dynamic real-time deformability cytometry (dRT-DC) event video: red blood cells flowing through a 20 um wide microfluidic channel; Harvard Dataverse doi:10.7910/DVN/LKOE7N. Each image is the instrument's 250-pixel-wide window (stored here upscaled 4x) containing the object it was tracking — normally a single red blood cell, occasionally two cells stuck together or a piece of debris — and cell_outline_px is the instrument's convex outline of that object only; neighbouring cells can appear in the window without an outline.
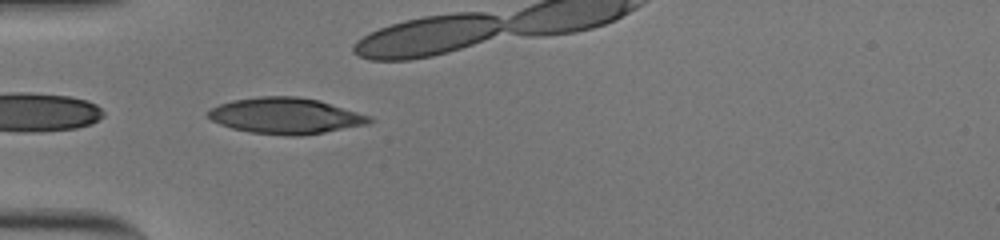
{"species": "human", "species_latin": "Homo sapiens", "temperature_condition": "cold", "stored_images_in_passage": 28, "camera_frame_rate_fps": 3000, "um_per_image_px": 0.085, "donor": {"sex": "male"}, "frame": {"image": 1, "passage_image": 1, "time_ms": 0.0, "image_size_px": [1000, 240], "cell_outline_px": [[372, 120], [368, 124], [324, 132], [300, 136], [288, 136], [252, 132], [232, 128], [220, 124], [212, 120], [208, 116], [208, 112], [212, 108], [220, 104], [232, 100], [260, 96], [296, 96], [316, 100], [372, 116]], "centroid_in_image_um": [24.27, 9.85], "position_along_channel_um": 60.7, "area_um2": 33.47}}